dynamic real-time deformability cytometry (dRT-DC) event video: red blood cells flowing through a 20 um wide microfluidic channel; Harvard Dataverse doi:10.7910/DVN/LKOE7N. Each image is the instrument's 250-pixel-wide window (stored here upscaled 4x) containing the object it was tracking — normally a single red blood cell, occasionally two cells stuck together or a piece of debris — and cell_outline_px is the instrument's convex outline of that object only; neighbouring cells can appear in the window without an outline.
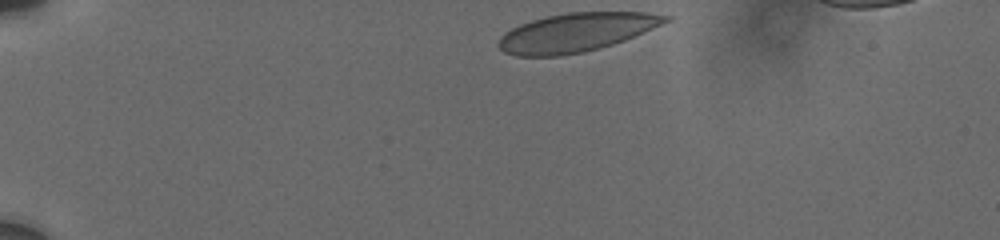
{"species": "human", "species_latin": "Homo sapiens", "temperature_condition": "cold", "stored_images_in_passage": 38, "camera_frame_rate_fps": 3000, "um_per_image_px": 0.085, "donor": {"sex": "male"}, "frame": {"image": 1, "passage_image": 1, "time_ms": 0.0, "image_size_px": [1000, 240], "cell_outline_px": [[672, 20], [624, 40], [600, 48], [584, 52], [560, 56], [516, 56], [504, 52], [496, 44], [500, 36], [504, 32], [520, 24], [532, 20], [548, 16], [568, 12], [644, 12], [672, 16]], "centroid_in_image_um": [48.96, 2.76], "position_along_channel_um": 36.0, "area_um2": 37.63}}
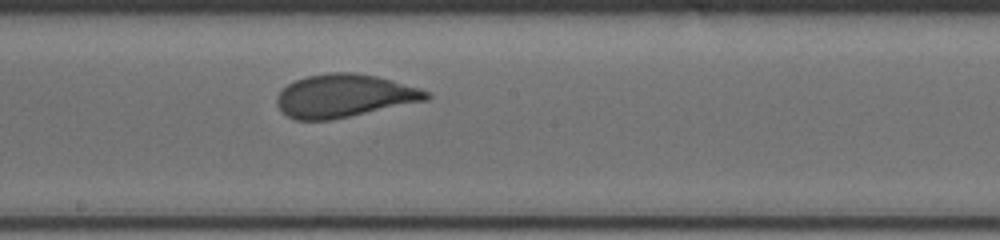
{"frame": {"image": 2, "passage_image": 22, "time_ms": 7.0, "image_size_px": [1000, 240], "cell_outline_px": [[432, 96], [428, 100], [328, 120], [296, 120], [288, 116], [276, 104], [276, 96], [288, 84], [296, 80], [308, 76], [332, 72], [356, 72], [376, 76], [392, 80], [420, 88], [428, 92]], "centroid_in_image_um": [29.27, 8.13], "position_along_channel_um": 218.9, "area_um2": 37.17}}
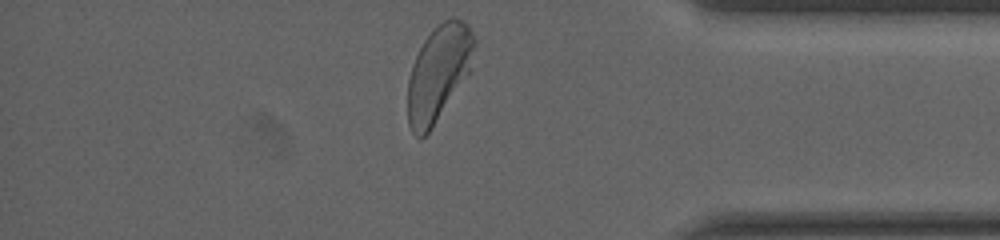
{"frame": {"image": 3, "passage_image": 38, "time_ms": 12.333, "image_size_px": [1000, 240], "cell_outline_px": [[476, 44], [468, 72], [432, 128], [420, 140], [412, 132], [408, 124], [408, 80], [412, 64], [424, 40], [444, 20], [452, 16], [456, 16], [468, 24], [476, 40]], "centroid_in_image_um": [37.26, 6.19], "position_along_channel_um": 397.9, "area_um2": 36.53}, "authors_computed_cell_mechanics": {"area_um2": 37.6278, "velocity_mm_per_s": 3.664, "shape_relaxation_time_tau1_ms": 7.1455, "shape_relaxation_time_tau2_ms": null, "deformation_change_tau1": 0.1775, "deformation_change_tau2": null}}